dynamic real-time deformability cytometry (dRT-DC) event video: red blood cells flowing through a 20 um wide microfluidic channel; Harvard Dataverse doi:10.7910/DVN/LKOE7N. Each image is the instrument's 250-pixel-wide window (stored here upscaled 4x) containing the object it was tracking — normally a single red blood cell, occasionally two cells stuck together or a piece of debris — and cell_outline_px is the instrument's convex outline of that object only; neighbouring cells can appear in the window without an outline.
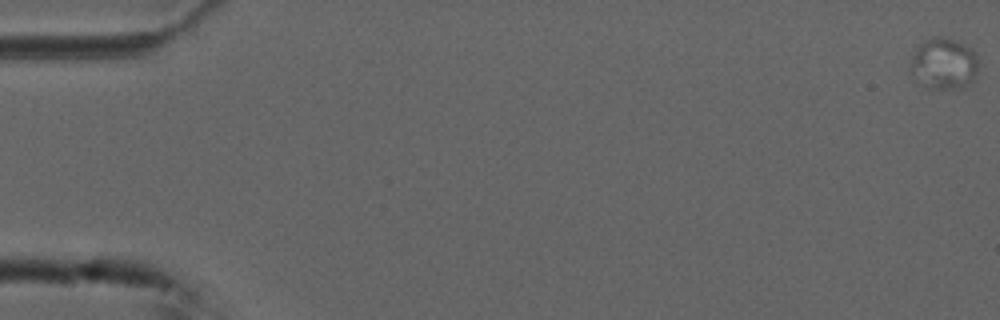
{"species": "common noctule bat (a hibernating species)", "species_latin": "Nyctalus noctula", "temperature_condition": "cold", "stored_images_in_passage": 57, "camera_frame_rate_fps": 3000, "um_per_image_px": 0.085, "animal": {"sex": "male", "forearm_length_mm": 52.5}, "frame": {"image": 1, "passage_image": 1, "time_ms": 0.0, "image_size_px": [1000, 320], "cell_outline_px": [[976, 72], [972, 80], [968, 84], [956, 88], [924, 88], [908, 72], [912, 56], [916, 48], [920, 44], [936, 36], [940, 36], [964, 44], [972, 48], [976, 52]], "centroid_in_image_um": [80.16, 5.42], "position_along_channel_um": 4.8, "area_um2": 20.23}}
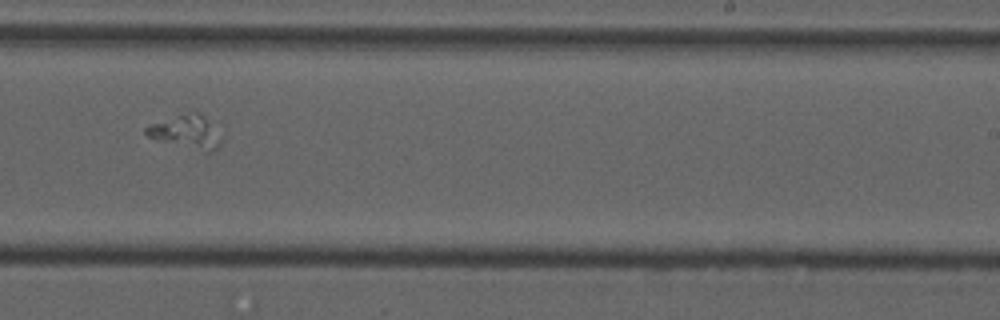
{"frame": {"image": 2, "passage_image": 36, "time_ms": 11.667, "image_size_px": [1000, 320], "cell_outline_px": [[224, 140], [212, 152], [204, 152], [148, 136], [144, 132], [144, 128], [152, 124], [180, 116], [196, 112], [224, 136]], "centroid_in_image_um": [15.92, 11.27], "position_along_channel_um": 273.1, "area_um2": 13.76}}
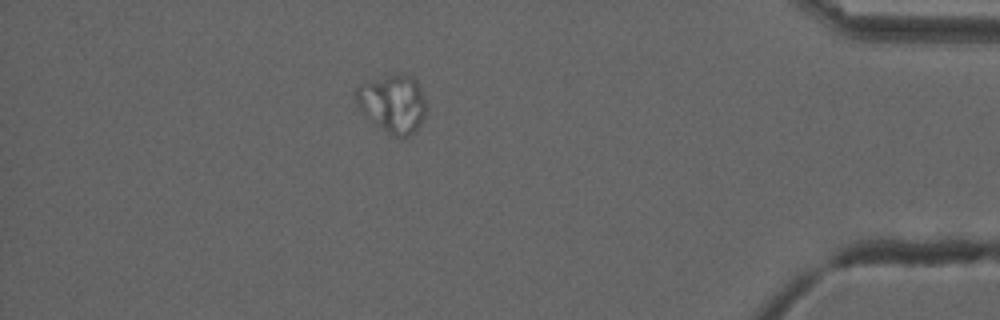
{"frame": {"image": 3, "passage_image": 50, "time_ms": 16.333, "image_size_px": [1000, 320], "cell_outline_px": [[424, 116], [420, 124], [408, 136], [396, 136], [388, 132], [364, 116], [356, 100], [356, 88], [388, 76], [412, 76], [416, 80], [424, 100]], "centroid_in_image_um": [33.38, 8.84], "position_along_channel_um": 401.8, "area_um2": 22.43}}